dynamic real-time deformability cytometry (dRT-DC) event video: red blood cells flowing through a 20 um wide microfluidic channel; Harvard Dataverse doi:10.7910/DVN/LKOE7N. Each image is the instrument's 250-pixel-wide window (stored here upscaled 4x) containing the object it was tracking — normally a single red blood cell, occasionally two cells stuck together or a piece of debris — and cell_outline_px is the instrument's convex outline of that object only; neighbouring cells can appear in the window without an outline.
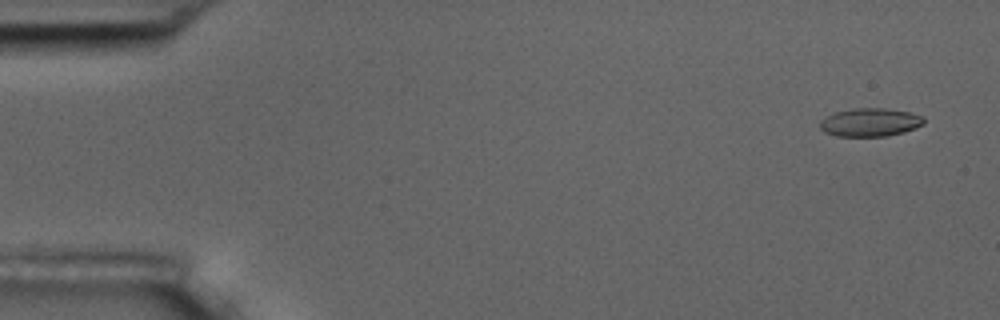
{"species": "common noctule bat (a hibernating species)", "species_latin": "Nyctalus noctula", "temperature_condition": "room temperature", "stored_images_in_passage": 8, "camera_frame_rate_fps": 3000, "um_per_image_px": 0.085, "animal": {"sex": "male", "body_mass_g": 17.5, "forearm_length_mm": 52.3}, "frame": {"image": 1, "passage_image": 1, "time_ms": 0.0, "image_size_px": [1000, 320], "cell_outline_px": [[924, 124], [904, 132], [888, 136], [836, 136], [824, 132], [820, 128], [820, 120], [824, 116], [836, 112], [852, 108], [884, 108], [912, 112], [924, 116]], "centroid_in_image_um": [73.96, 10.39], "position_along_channel_um": 11.0, "area_um2": 17.34}}
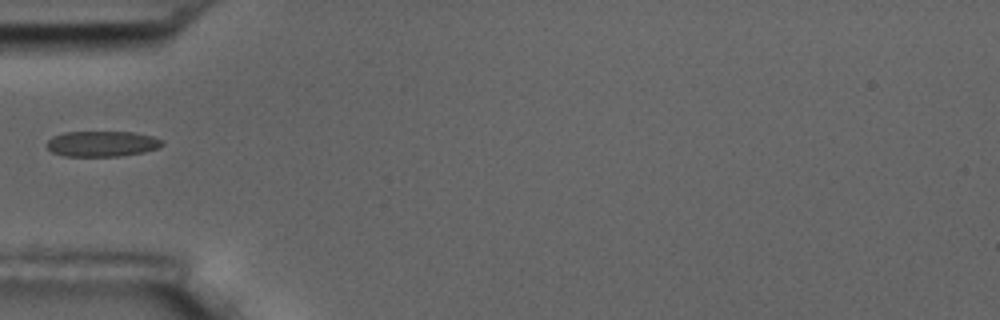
{"frame": {"image": 2, "passage_image": 5, "time_ms": 5.333, "image_size_px": [1000, 320], "cell_outline_px": [[164, 144], [160, 148], [144, 152], [120, 156], [64, 156], [52, 152], [48, 148], [48, 140], [52, 136], [64, 132], [136, 132], [152, 136], [164, 140]], "centroid_in_image_um": [8.72, 12.22], "position_along_channel_um": 76.3, "area_um2": 17.34}}
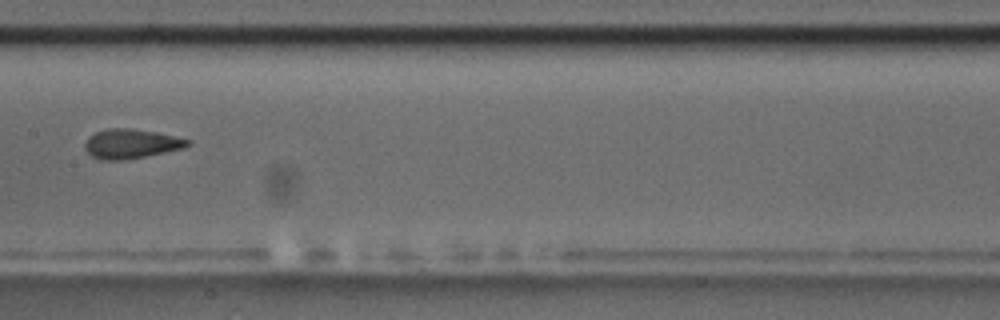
{"frame": {"image": 3, "passage_image": 8, "time_ms": 8.667, "image_size_px": [1000, 320], "cell_outline_px": [[192, 144], [184, 148], [124, 160], [100, 160], [92, 156], [84, 148], [84, 144], [88, 136], [96, 132], [108, 128], [128, 128], [156, 132], [192, 140]], "centroid_in_image_um": [11.13, 12.22], "position_along_channel_um": 196.3, "area_um2": 17.63}}